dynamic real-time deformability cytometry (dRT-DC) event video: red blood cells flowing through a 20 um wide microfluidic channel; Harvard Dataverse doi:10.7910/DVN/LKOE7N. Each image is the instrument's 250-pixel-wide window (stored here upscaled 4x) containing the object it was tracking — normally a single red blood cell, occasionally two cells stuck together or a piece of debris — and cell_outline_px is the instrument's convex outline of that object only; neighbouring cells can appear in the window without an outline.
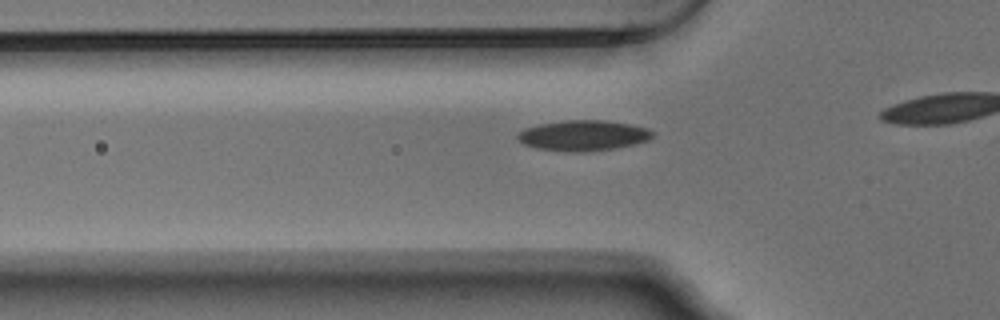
{"species": "Egyptian fruit bat (a non-hibernating species)", "species_latin": "Rousettus aegyptiacus", "temperature_condition": "warm", "stored_images_in_passage": 8, "camera_frame_rate_fps": 3000, "um_per_image_px": 0.085, "animal": {"sex": "male"}, "frame": {"image": 1, "passage_image": 3, "time_ms": 0.667, "image_size_px": [1000, 320], "cell_outline_px": [[652, 136], [648, 140], [636, 144], [612, 148], [584, 152], [564, 152], [536, 148], [524, 144], [516, 136], [524, 128], [540, 124], [568, 120], [604, 120], [632, 124], [648, 128], [652, 132]], "centroid_in_image_um": [49.58, 11.52], "position_along_channel_um": 76.2, "area_um2": 23.93}}
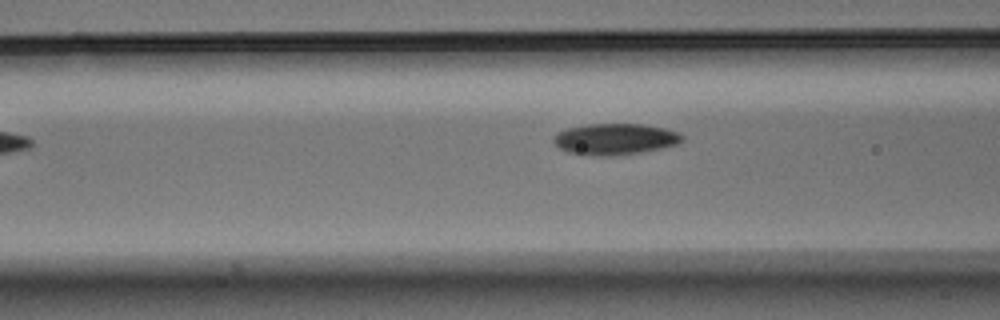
{"frame": {"image": 2, "passage_image": 6, "time_ms": 1.667, "image_size_px": [1000, 320], "cell_outline_px": [[684, 140], [680, 144], [640, 152], [612, 156], [592, 156], [568, 152], [560, 148], [552, 140], [552, 136], [556, 132], [568, 128], [588, 124], [644, 124], [664, 128], [680, 132], [684, 136]], "centroid_in_image_um": [52.29, 11.82], "position_along_channel_um": 114.3, "area_um2": 23.64}}